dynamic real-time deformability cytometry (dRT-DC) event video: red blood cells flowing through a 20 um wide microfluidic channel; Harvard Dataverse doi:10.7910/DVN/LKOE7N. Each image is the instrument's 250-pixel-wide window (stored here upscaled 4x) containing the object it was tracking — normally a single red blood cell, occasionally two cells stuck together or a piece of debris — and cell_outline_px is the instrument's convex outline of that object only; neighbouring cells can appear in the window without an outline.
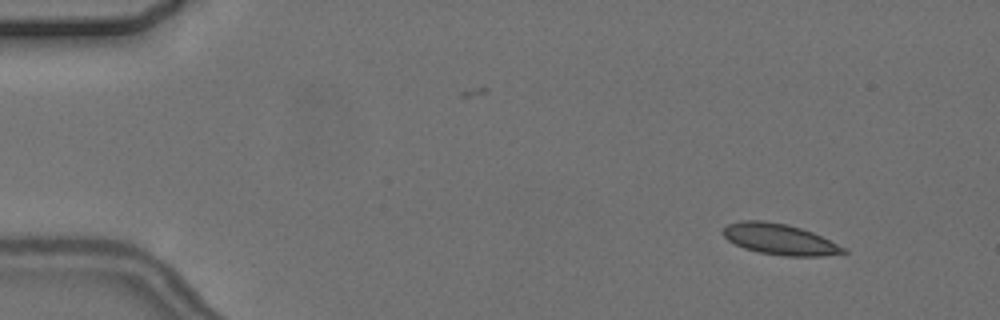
{"species": "common noctule bat (a hibernating species)", "species_latin": "Nyctalus noctula", "temperature_condition": "cold", "stored_images_in_passage": 4, "camera_frame_rate_fps": 3000, "um_per_image_px": 0.085, "animal": {"sex": "female", "body_mass_g": 24.6, "forearm_length_mm": 56.2}, "frame": {"image": 1, "passage_image": 1, "time_ms": 0.0, "image_size_px": [1000, 320], "cell_outline_px": [[848, 252], [824, 256], [784, 256], [760, 252], [744, 248], [728, 240], [720, 232], [728, 224], [740, 220], [764, 220], [788, 224], [812, 232], [848, 248]], "centroid_in_image_um": [66.28, 20.33], "position_along_channel_um": 18.7, "area_um2": 21.79}}
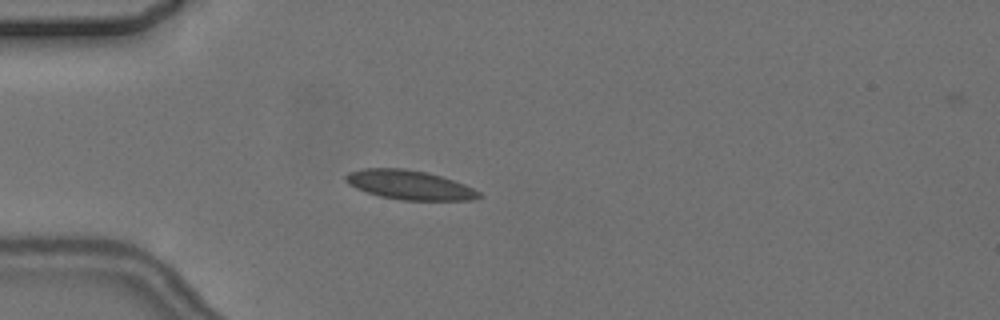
{"frame": {"image": 2, "passage_image": 4, "time_ms": 3.333, "image_size_px": [1000, 320], "cell_outline_px": [[484, 196], [476, 200], [400, 200], [380, 196], [356, 188], [348, 184], [344, 180], [344, 176], [348, 172], [364, 168], [404, 168], [424, 172], [440, 176], [464, 184], [480, 192]], "centroid_in_image_um": [34.8, 15.72], "position_along_channel_um": 50.2, "area_um2": 22.72}}